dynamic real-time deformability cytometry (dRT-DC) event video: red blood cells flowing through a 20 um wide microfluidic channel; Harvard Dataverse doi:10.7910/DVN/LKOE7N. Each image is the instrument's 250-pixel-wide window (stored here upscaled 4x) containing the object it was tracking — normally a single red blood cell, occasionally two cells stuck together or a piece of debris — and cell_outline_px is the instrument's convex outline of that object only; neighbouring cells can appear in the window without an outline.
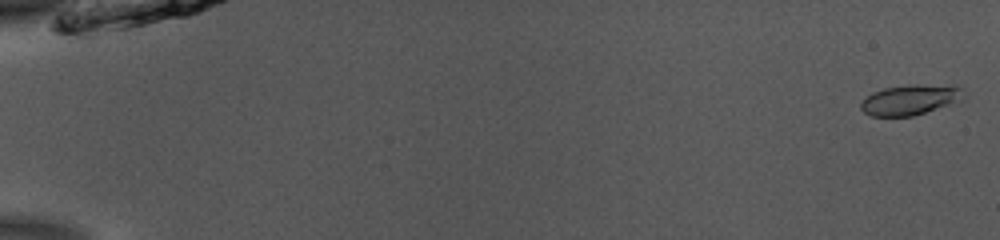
{"species": "common noctule bat (a hibernating species)", "species_latin": "Nyctalus noctula", "temperature_condition": "room temperature", "stored_images_in_passage": 54, "camera_frame_rate_fps": 3000, "um_per_image_px": 0.085, "animal": {"sex": "male", "body_mass_g": 13.0, "forearm_length_mm": 53.1}, "frame": {"image": 1, "passage_image": 2, "time_ms": 0.333, "image_size_px": [1000, 240], "cell_outline_px": [[960, 100], [912, 116], [872, 116], [864, 112], [860, 108], [860, 104], [872, 92], [884, 88], [916, 84], [956, 84], [960, 88]], "centroid_in_image_um": [77.32, 8.46], "position_along_channel_um": 7.7, "area_um2": 17.8}}
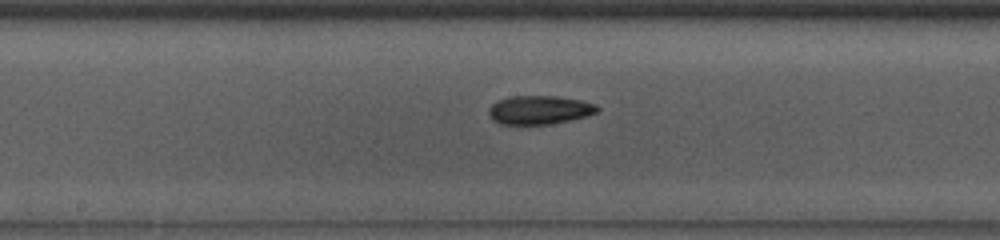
{"frame": {"image": 2, "passage_image": 30, "time_ms": 9.667, "image_size_px": [1000, 240], "cell_outline_px": [[600, 108], [596, 112], [588, 116], [548, 124], [500, 124], [492, 120], [488, 112], [488, 108], [492, 104], [500, 100], [512, 96], [560, 96], [580, 100], [596, 104]], "centroid_in_image_um": [45.85, 9.34], "position_along_channel_um": 202.3, "area_um2": 18.09}}
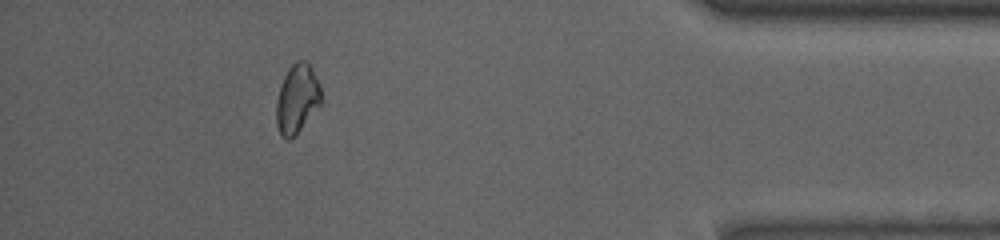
{"frame": {"image": 3, "passage_image": 49, "time_ms": 16.0, "image_size_px": [1000, 240], "cell_outline_px": [[320, 104], [296, 136], [288, 140], [280, 136], [276, 124], [276, 100], [280, 84], [288, 68], [296, 60], [308, 60], [320, 84]], "centroid_in_image_um": [25.23, 8.39], "position_along_channel_um": 410.0, "area_um2": 18.32}, "authors_computed_cell_mechanics": {"area_um2": 17.6001, "velocity_mm_per_s": 3.8936, "shape_relaxation_time_tau1_ms": null, "shape_relaxation_time_tau2_ms": 4.788, "deformation_change_tau1": null, "deformation_change_tau2": 0.0928}}